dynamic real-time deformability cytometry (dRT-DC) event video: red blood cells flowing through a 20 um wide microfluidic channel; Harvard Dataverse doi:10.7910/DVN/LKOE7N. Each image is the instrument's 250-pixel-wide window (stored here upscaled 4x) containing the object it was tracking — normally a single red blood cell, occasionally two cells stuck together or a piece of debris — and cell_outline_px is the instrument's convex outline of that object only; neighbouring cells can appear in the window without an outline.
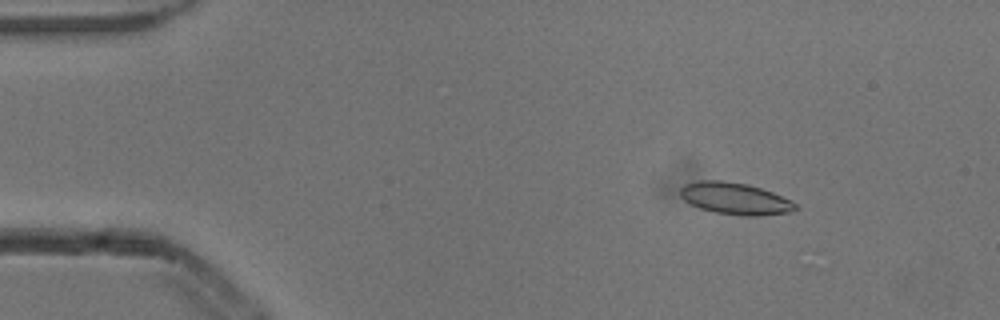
{"species": "common noctule bat (a hibernating species)", "species_latin": "Nyctalus noctula", "temperature_condition": "cold", "stored_images_in_passage": 4, "camera_frame_rate_fps": 3000, "um_per_image_px": 0.085, "animal": {"sex": "male", "body_mass_g": 13.3}, "frame": {"image": 1, "passage_image": 2, "time_ms": 0.333, "image_size_px": [1000, 320], "cell_outline_px": [[800, 208], [792, 212], [760, 216], [744, 216], [716, 212], [700, 208], [684, 200], [680, 196], [680, 188], [684, 184], [700, 180], [720, 180], [748, 184], [772, 192], [792, 200]], "centroid_in_image_um": [62.52, 16.88], "position_along_channel_um": 22.5, "area_um2": 21.5}}
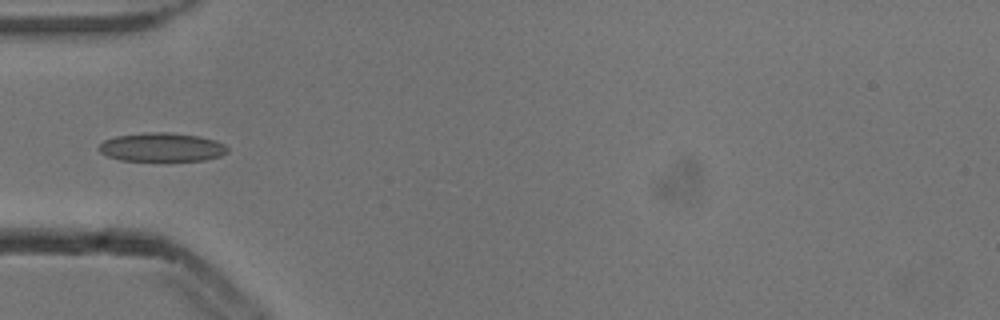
{"frame": {"image": 2, "passage_image": 4, "time_ms": 1.0, "image_size_px": [1000, 320], "cell_outline_px": [[228, 152], [220, 156], [204, 160], [120, 160], [108, 156], [100, 152], [96, 148], [104, 140], [116, 136], [148, 132], [168, 132], [200, 136], [216, 140], [224, 144], [228, 148]], "centroid_in_image_um": [13.75, 12.5], "position_along_channel_um": 71.2, "area_um2": 21.5}}